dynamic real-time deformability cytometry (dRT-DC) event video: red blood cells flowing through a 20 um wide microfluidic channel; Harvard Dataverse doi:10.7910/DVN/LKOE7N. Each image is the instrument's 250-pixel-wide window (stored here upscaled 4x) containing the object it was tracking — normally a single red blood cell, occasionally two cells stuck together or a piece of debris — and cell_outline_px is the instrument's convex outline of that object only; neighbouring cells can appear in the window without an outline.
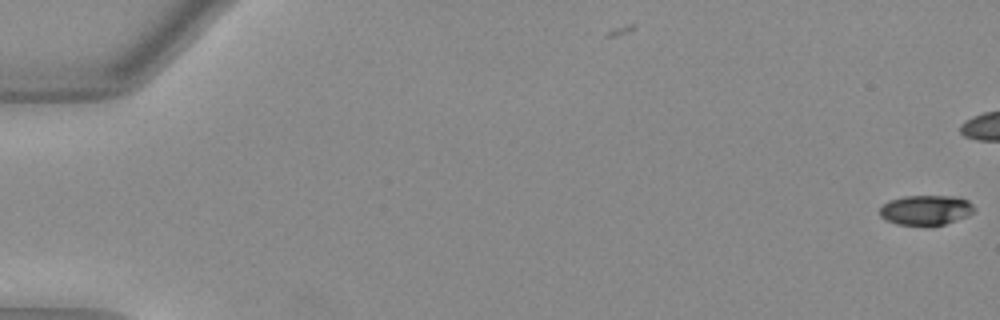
{"species": "Egyptian fruit bat (a non-hibernating species)", "species_latin": "Rousettus aegyptiacus", "temperature_condition": "warm", "stored_images_in_passage": 2, "camera_frame_rate_fps": 3000, "um_per_image_px": 0.085, "animal": {"sex": "female"}, "frame": {"image": 1, "passage_image": 2, "time_ms": 0.333, "image_size_px": [1000, 320], "cell_outline_px": [[976, 208], [968, 216], [944, 224], [896, 224], [884, 220], [880, 216], [880, 208], [888, 200], [904, 196], [960, 196], [968, 200]], "centroid_in_image_um": [78.7, 17.83], "position_along_channel_um": 6.3, "area_um2": 16.42}}